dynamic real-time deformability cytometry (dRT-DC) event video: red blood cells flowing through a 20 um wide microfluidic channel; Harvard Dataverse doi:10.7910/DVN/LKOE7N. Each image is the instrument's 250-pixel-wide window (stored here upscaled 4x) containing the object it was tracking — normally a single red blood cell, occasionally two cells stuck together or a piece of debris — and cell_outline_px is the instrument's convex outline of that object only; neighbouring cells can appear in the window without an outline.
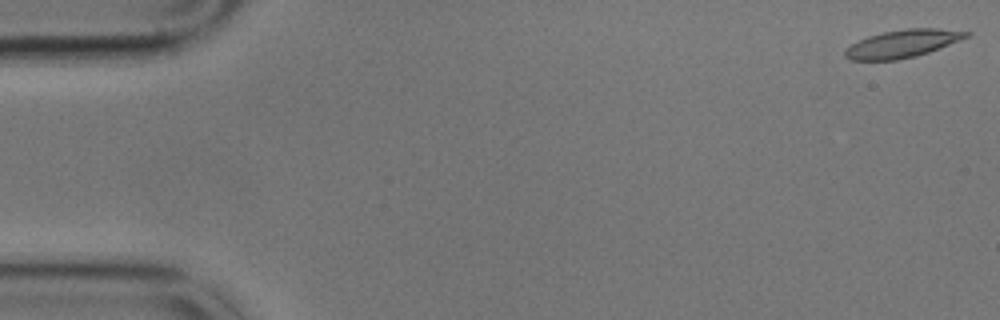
{"species": "common noctule bat (a hibernating species)", "species_latin": "Nyctalus noctula", "temperature_condition": "cold", "stored_images_in_passage": 27, "camera_frame_rate_fps": 3000, "um_per_image_px": 0.085, "animal": {"sex": "male", "body_mass_g": 17.9}, "frame": {"image": 1, "passage_image": 1, "time_ms": 0.0, "image_size_px": [1000, 320], "cell_outline_px": [[972, 32], [968, 36], [928, 52], [916, 56], [896, 60], [852, 60], [844, 56], [844, 52], [852, 44], [868, 36], [884, 32], [904, 28], [936, 28]], "centroid_in_image_um": [76.7, 3.71], "position_along_channel_um": 8.3, "area_um2": 19.25}}
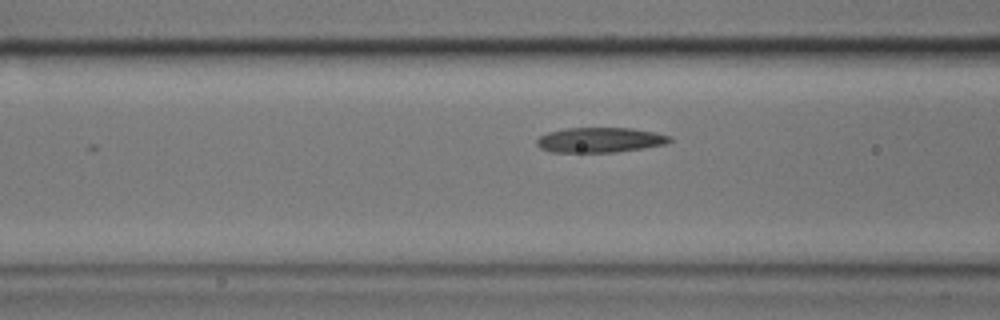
{"frame": {"image": 2, "passage_image": 22, "time_ms": 7.0, "image_size_px": [1000, 320], "cell_outline_px": [[672, 140], [668, 144], [644, 148], [616, 152], [552, 152], [540, 148], [536, 144], [536, 140], [540, 136], [548, 132], [564, 128], [632, 128], [656, 132], [672, 136]], "centroid_in_image_um": [51.03, 11.89], "position_along_channel_um": 115.6, "area_um2": 19.59}}
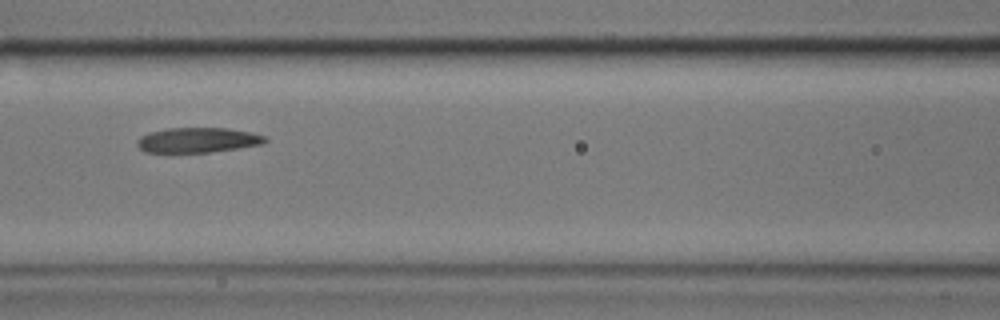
{"frame": {"image": 3, "passage_image": 25, "time_ms": 8.0, "image_size_px": [1000, 320], "cell_outline_px": [[268, 140], [264, 144], [208, 152], [172, 156], [144, 152], [136, 144], [136, 140], [140, 136], [148, 132], [168, 128], [228, 128], [252, 132], [268, 136]], "centroid_in_image_um": [16.73, 11.95], "position_along_channel_um": 149.9, "area_um2": 19.71}}